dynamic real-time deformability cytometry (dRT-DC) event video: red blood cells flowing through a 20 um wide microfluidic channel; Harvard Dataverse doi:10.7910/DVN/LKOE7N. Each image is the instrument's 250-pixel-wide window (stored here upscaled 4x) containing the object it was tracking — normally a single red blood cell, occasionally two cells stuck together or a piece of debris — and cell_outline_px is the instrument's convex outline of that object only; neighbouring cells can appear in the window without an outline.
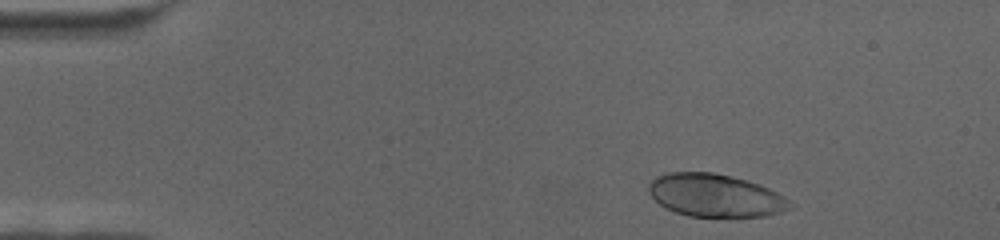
{"species": "human", "species_latin": "Homo sapiens", "temperature_condition": "cold", "stored_images_in_passage": 61, "camera_frame_rate_fps": 3000, "um_per_image_px": 0.085, "donor": {"sex": "female"}, "frame": {"image": 1, "passage_image": 3, "time_ms": 0.667, "image_size_px": [1000, 240], "cell_outline_px": [[796, 204], [780, 212], [768, 216], [688, 216], [664, 208], [648, 192], [648, 184], [656, 176], [668, 172], [712, 172], [732, 176], [768, 188], [784, 196]], "centroid_in_image_um": [60.78, 16.61], "position_along_channel_um": 24.2, "area_um2": 35.14}}
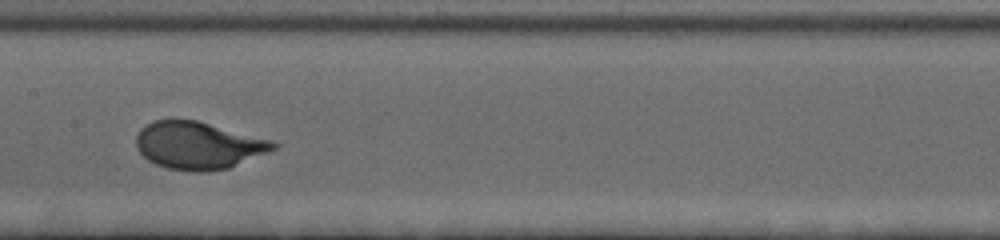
{"frame": {"image": 2, "passage_image": 28, "time_ms": 9.0, "image_size_px": [1000, 240], "cell_outline_px": [[280, 144], [276, 148], [268, 152], [228, 168], [208, 172], [192, 172], [168, 168], [156, 164], [148, 160], [136, 148], [136, 136], [140, 128], [152, 120], [196, 120], [272, 140]], "centroid_in_image_um": [16.84, 12.36], "position_along_channel_um": 190.6, "area_um2": 37.86}}
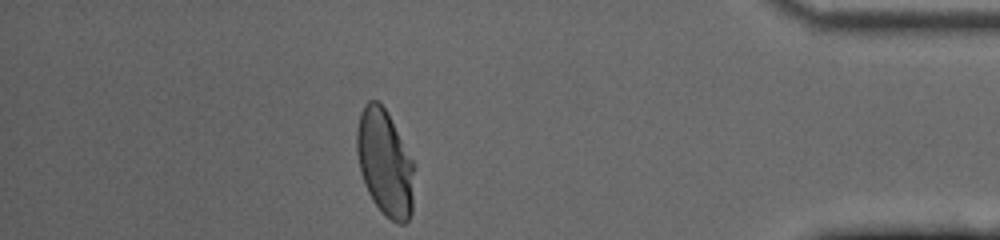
{"frame": {"image": 3, "passage_image": 53, "time_ms": 17.333, "image_size_px": [1000, 240], "cell_outline_px": [[416, 168], [412, 212], [408, 220], [404, 224], [400, 224], [384, 216], [372, 200], [364, 184], [360, 172], [356, 152], [356, 132], [360, 112], [364, 104], [368, 100], [376, 100], [388, 112], [416, 164]], "centroid_in_image_um": [32.74, 13.85], "position_along_channel_um": 402.5, "area_um2": 36.53}}